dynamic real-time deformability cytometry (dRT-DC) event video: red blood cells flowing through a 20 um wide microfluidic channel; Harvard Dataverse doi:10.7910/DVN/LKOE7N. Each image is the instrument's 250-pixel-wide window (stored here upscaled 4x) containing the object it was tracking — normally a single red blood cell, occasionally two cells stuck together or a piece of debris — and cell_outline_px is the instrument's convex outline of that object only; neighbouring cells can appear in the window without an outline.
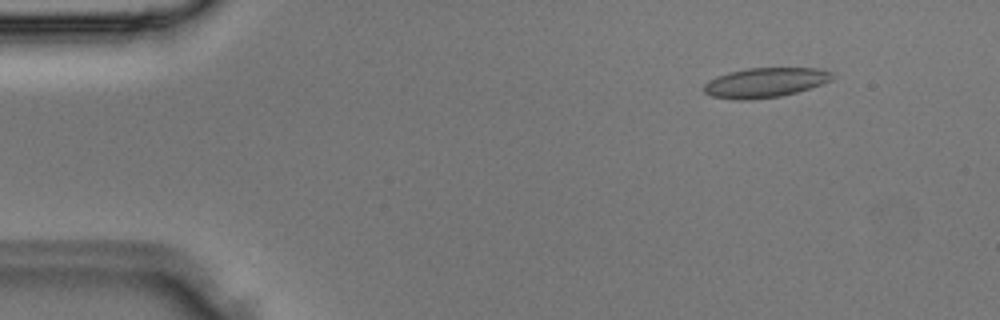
{"species": "Egyptian fruit bat (a non-hibernating species)", "species_latin": "Rousettus aegyptiacus", "temperature_condition": "room temperature", "stored_images_in_passage": 3, "camera_frame_rate_fps": 3000, "um_per_image_px": 0.085, "animal": {"sex": "male"}, "frame": {"image": 1, "passage_image": 1, "time_ms": 0.0, "image_size_px": [1000, 320], "cell_outline_px": [[832, 80], [796, 92], [780, 96], [748, 100], [740, 100], [712, 96], [704, 92], [704, 84], [708, 80], [716, 76], [728, 72], [748, 68], [816, 68], [832, 72]], "centroid_in_image_um": [64.99, 7.01], "position_along_channel_um": 20.0, "area_um2": 22.02}}